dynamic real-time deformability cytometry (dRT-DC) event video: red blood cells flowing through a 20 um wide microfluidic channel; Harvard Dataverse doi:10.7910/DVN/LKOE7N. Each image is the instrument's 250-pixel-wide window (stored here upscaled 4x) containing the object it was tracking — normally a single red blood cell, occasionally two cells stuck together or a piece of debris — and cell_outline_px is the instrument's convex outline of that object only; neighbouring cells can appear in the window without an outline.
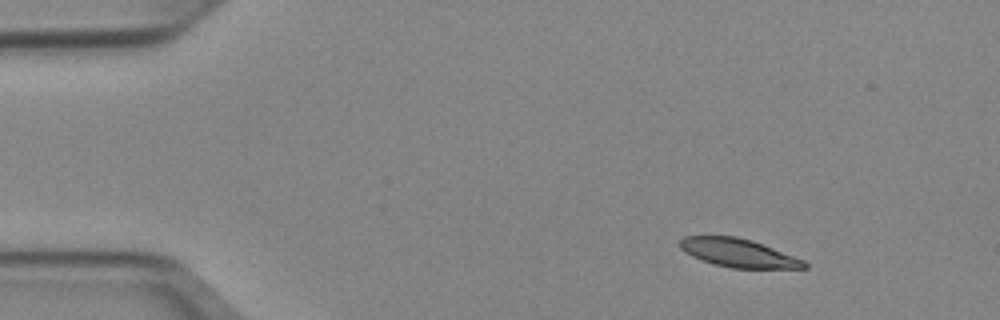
{"species": "Egyptian fruit bat (a non-hibernating species)", "species_latin": "Rousettus aegyptiacus", "temperature_condition": "cold", "stored_images_in_passage": 46, "camera_frame_rate_fps": 3000, "um_per_image_px": 0.085, "animal": {"sex": "female"}, "frame": {"image": 1, "passage_image": 1, "time_ms": 0.0, "image_size_px": [1000, 320], "cell_outline_px": [[808, 268], [732, 268], [700, 260], [684, 252], [680, 248], [680, 240], [684, 236], [736, 236], [752, 240], [804, 260], [808, 264]], "centroid_in_image_um": [62.75, 21.49], "position_along_channel_um": 22.3, "area_um2": 20.46}}
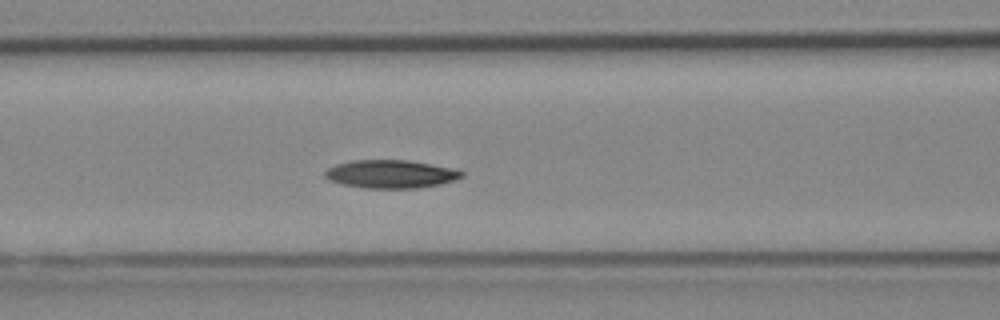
{"frame": {"image": 2, "passage_image": 16, "time_ms": 5.0, "image_size_px": [1000, 320], "cell_outline_px": [[464, 176], [440, 184], [416, 188], [364, 188], [344, 184], [328, 180], [324, 176], [324, 172], [328, 168], [336, 164], [352, 160], [408, 160], [448, 168], [464, 172]], "centroid_in_image_um": [33.15, 14.79], "position_along_channel_um": 133.5, "area_um2": 22.14}}
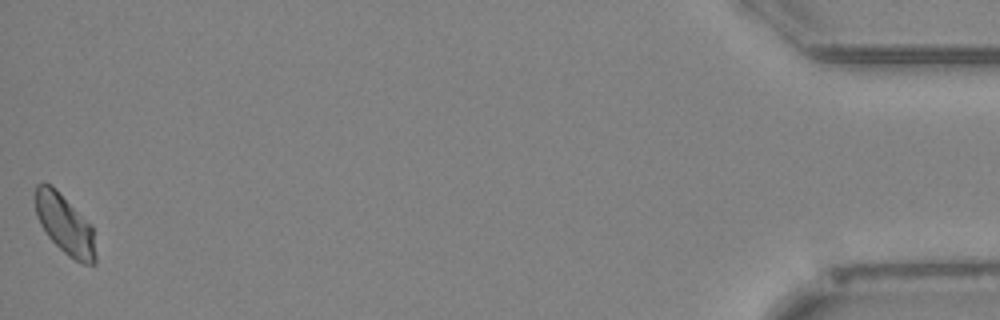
{"frame": {"image": 3, "passage_image": 46, "time_ms": 15.0, "image_size_px": [1000, 320], "cell_outline_px": [[96, 264], [84, 264], [68, 256], [48, 236], [40, 224], [36, 216], [36, 184], [52, 184], [92, 224], [96, 256]], "centroid_in_image_um": [5.54, 19.08], "position_along_channel_um": 429.7, "area_um2": 20.98}, "authors_computed_cell_mechanics": {"area_um2": 21.8484, "velocity_mm_per_s": 3.9012, "shape_relaxation_time_tau1_ms": 3.0064, "shape_relaxation_time_tau2_ms": null, "deformation_change_tau1": 0.0837, "deformation_change_tau2": null}}